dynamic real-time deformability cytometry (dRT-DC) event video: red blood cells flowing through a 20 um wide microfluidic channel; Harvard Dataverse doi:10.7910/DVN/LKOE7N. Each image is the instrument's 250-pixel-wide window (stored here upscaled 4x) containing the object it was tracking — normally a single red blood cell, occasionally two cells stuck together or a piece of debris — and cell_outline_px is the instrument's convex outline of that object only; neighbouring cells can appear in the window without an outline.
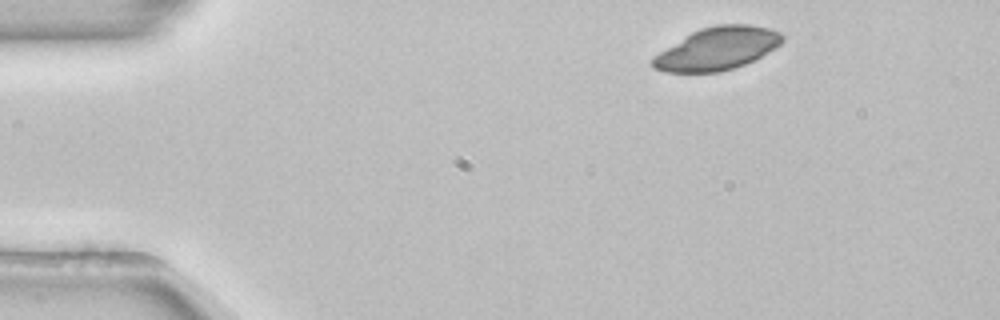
{"species": "common noctule bat (a hibernating species)", "species_latin": "Nyctalus noctula", "temperature_condition": "room temperature", "stored_images_in_passage": 46, "camera_frame_rate_fps": 3000, "um_per_image_px": 0.085, "animal": {"sex": "female", "body_mass_g": 22.7, "forearm_length_mm": 54.2}, "frame": {"image": 1, "passage_image": 1, "time_ms": 0.0, "image_size_px": [1000, 320], "cell_outline_px": [[784, 40], [780, 44], [760, 56], [744, 64], [720, 72], [664, 72], [656, 68], [652, 64], [652, 56], [692, 32], [700, 28], [716, 24], [748, 24], [768, 28], [780, 32], [784, 36]], "centroid_in_image_um": [60.96, 4.12], "position_along_channel_um": 24.0, "area_um2": 31.91}}